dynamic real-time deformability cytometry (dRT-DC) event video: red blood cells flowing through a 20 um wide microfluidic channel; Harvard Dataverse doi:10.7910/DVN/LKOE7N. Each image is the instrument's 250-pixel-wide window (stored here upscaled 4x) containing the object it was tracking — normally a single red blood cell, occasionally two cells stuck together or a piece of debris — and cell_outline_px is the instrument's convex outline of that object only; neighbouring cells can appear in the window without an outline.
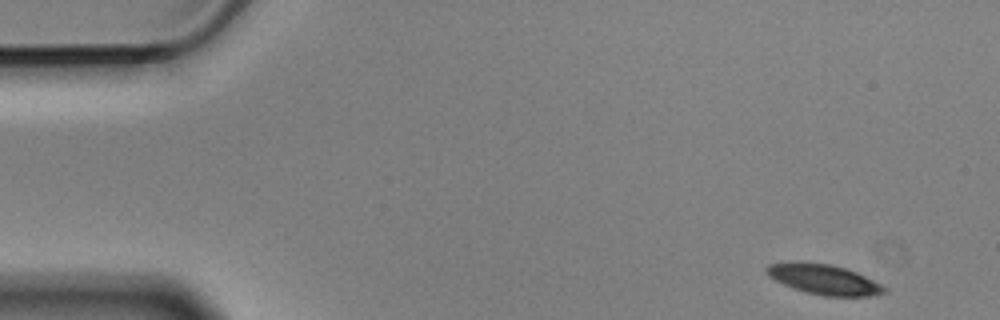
{"species": "Egyptian fruit bat (a non-hibernating species)", "species_latin": "Rousettus aegyptiacus", "temperature_condition": "cold", "stored_images_in_passage": 5, "camera_frame_rate_fps": 3000, "um_per_image_px": 0.085, "animal": {"sex": "male"}, "frame": {"image": 1, "passage_image": 1, "time_ms": 0.0, "image_size_px": [1000, 320], "cell_outline_px": [[888, 292], [868, 296], [824, 296], [792, 288], [768, 276], [764, 272], [764, 268], [768, 264], [796, 260], [832, 264], [856, 272], [888, 288]], "centroid_in_image_um": [69.98, 23.72], "position_along_channel_um": 15.0, "area_um2": 20.87}}
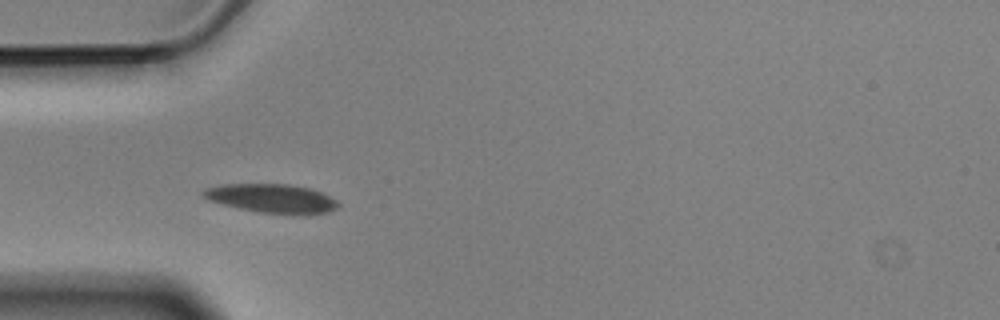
{"frame": {"image": 2, "passage_image": 4, "time_ms": 1.0, "image_size_px": [1000, 320], "cell_outline_px": [[340, 204], [336, 208], [328, 212], [308, 216], [292, 216], [260, 212], [240, 208], [208, 200], [200, 192], [204, 188], [220, 184], [288, 184], [308, 188], [320, 192], [336, 200]], "centroid_in_image_um": [23.12, 16.89], "position_along_channel_um": 61.9, "area_um2": 23.06}}
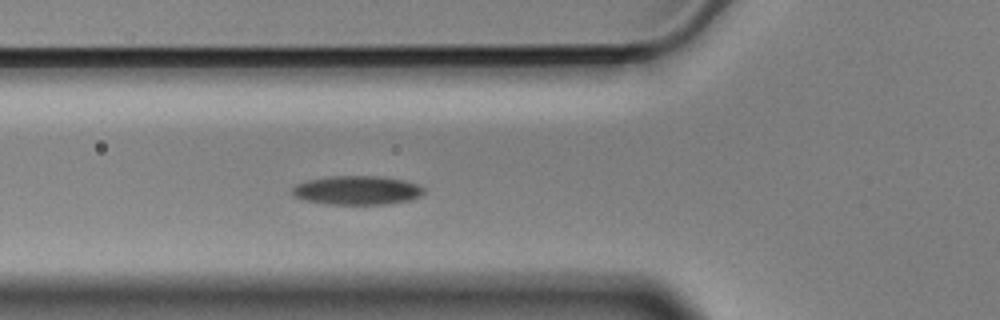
{"frame": {"image": 3, "passage_image": 5, "time_ms": 1.333, "image_size_px": [1000, 320], "cell_outline_px": [[424, 192], [420, 196], [408, 200], [388, 204], [328, 204], [304, 200], [296, 196], [292, 192], [292, 188], [296, 184], [308, 180], [332, 176], [376, 176], [404, 180], [416, 184], [424, 188]], "centroid_in_image_um": [30.35, 16.17], "position_along_channel_um": 95.5, "area_um2": 21.96}}